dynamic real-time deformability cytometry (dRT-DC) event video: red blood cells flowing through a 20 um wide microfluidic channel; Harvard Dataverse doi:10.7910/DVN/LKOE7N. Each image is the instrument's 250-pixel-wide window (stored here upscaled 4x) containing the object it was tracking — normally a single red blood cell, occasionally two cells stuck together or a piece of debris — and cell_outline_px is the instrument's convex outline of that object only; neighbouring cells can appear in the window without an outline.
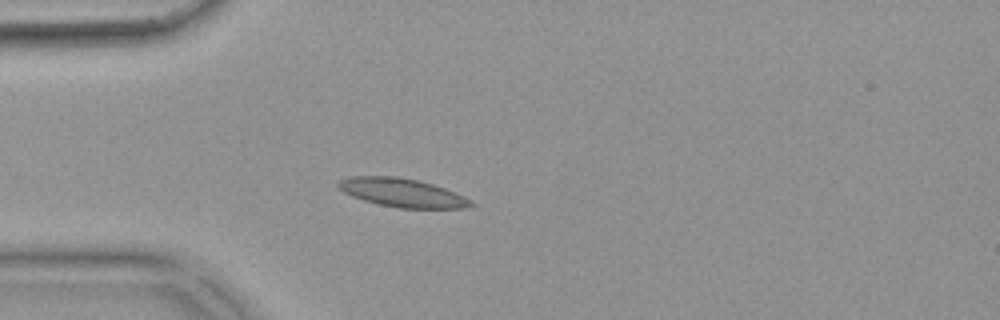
{"species": "common noctule bat (a hibernating species)", "species_latin": "Nyctalus noctula", "temperature_condition": "warm", "stored_images_in_passage": 55, "camera_frame_rate_fps": 3000, "um_per_image_px": 0.085, "animal": {"sex": "female", "body_mass_g": 18.4}, "frame": {"image": 1, "passage_image": 15, "time_ms": 4.667, "image_size_px": [1000, 320], "cell_outline_px": [[476, 204], [468, 208], [400, 208], [380, 204], [364, 200], [352, 196], [344, 192], [336, 184], [340, 180], [348, 176], [396, 176], [420, 180], [444, 188], [464, 196], [472, 200]], "centroid_in_image_um": [34.21, 16.37], "position_along_channel_um": 50.8, "area_um2": 22.08}}
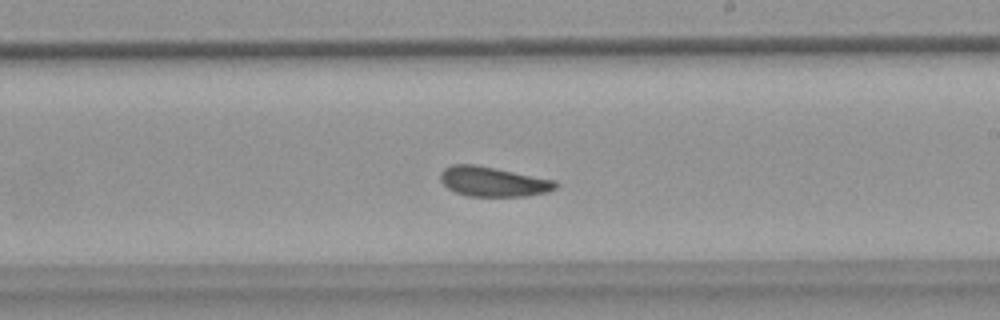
{"frame": {"image": 2, "passage_image": 32, "time_ms": 10.333, "image_size_px": [1000, 320], "cell_outline_px": [[560, 184], [556, 188], [548, 192], [528, 196], [468, 196], [456, 192], [448, 188], [440, 180], [440, 172], [444, 168], [452, 164], [476, 164], [556, 180]], "centroid_in_image_um": [41.94, 15.43], "position_along_channel_um": 247.1, "area_um2": 20.17}}
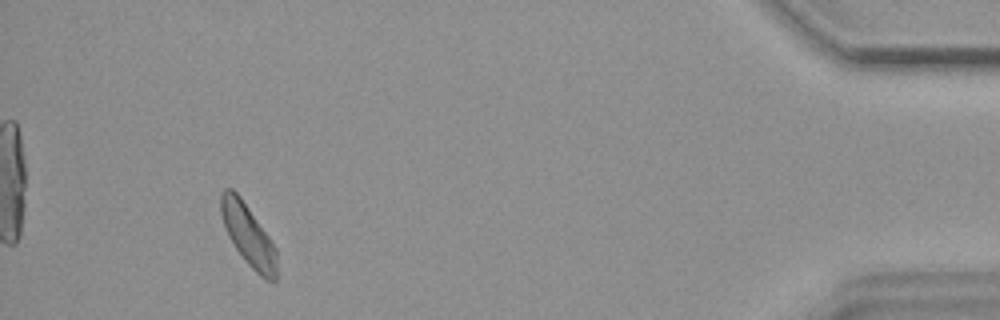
{"frame": {"image": 3, "passage_image": 51, "time_ms": 16.667, "image_size_px": [1000, 320], "cell_outline_px": [[276, 280], [268, 280], [260, 276], [244, 260], [228, 236], [224, 228], [220, 212], [220, 192], [224, 188], [232, 188], [240, 196], [268, 236], [276, 248]], "centroid_in_image_um": [21.06, 19.95], "position_along_channel_um": 414.1, "area_um2": 19.83}, "authors_computed_cell_mechanics": {"area_um2": 20.2878, "velocity_mm_per_s": 3.6607, "shape_relaxation_time_tau1_ms": 7.0577, "shape_relaxation_time_tau2_ms": 3.9294, "deformation_change_tau1": 0.1081, "deformation_change_tau2": 0.1038}}